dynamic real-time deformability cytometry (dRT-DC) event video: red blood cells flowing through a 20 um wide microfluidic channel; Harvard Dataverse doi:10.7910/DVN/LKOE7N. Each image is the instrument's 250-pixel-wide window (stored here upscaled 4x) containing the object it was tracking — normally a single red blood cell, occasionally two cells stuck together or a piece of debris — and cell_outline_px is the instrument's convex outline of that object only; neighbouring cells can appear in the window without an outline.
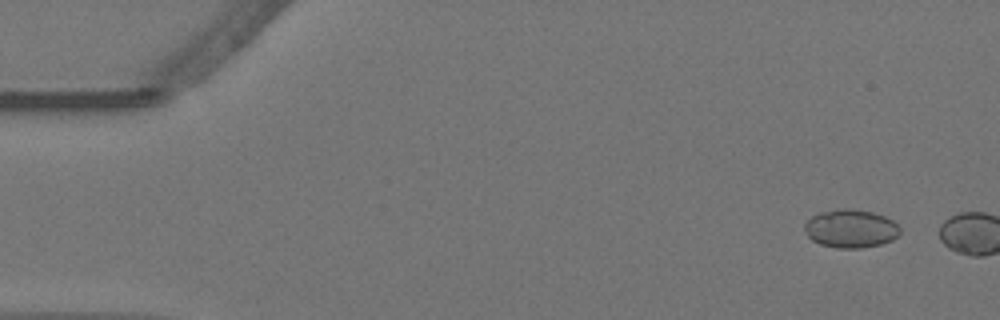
{"species": "Egyptian fruit bat (a non-hibernating species)", "species_latin": "Rousettus aegyptiacus", "temperature_condition": "warm", "stored_images_in_passage": 3, "camera_frame_rate_fps": 3000, "um_per_image_px": 0.085, "animal": {"sex": "female"}, "frame": {"image": 1, "passage_image": 1, "time_ms": 0.0, "image_size_px": [1000, 320], "cell_outline_px": [[900, 232], [892, 240], [880, 244], [860, 248], [836, 248], [820, 244], [812, 240], [808, 236], [804, 228], [804, 224], [812, 216], [820, 212], [840, 208], [848, 208], [872, 212], [884, 216], [892, 220], [900, 228]], "centroid_in_image_um": [72.29, 19.43], "position_along_channel_um": 12.7, "area_um2": 21.21}}